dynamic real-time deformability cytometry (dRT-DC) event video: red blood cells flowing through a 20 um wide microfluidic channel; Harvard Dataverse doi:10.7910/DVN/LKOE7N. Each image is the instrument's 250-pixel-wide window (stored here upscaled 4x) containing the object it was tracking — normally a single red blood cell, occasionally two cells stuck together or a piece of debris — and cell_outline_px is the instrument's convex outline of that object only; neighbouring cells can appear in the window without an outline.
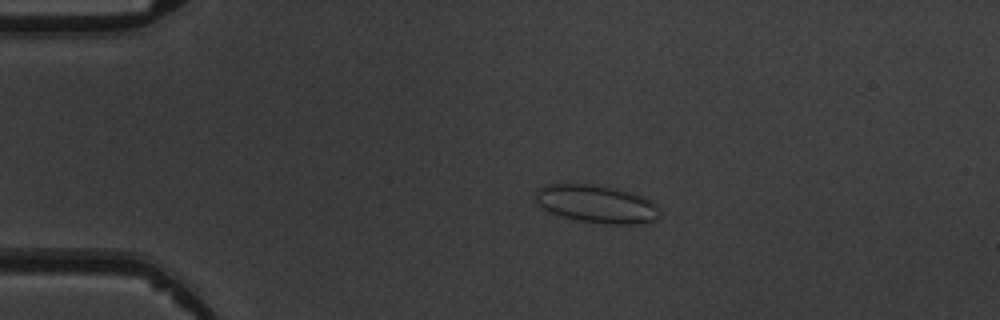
{"species": "common noctule bat (a hibernating species)", "species_latin": "Nyctalus noctula", "temperature_condition": "warm", "stored_images_in_passage": 5, "camera_frame_rate_fps": 3000, "um_per_image_px": 0.085, "animal": {"sex": "male", "body_mass_g": 19.5, "forearm_length_mm": 54.6}, "frame": {"image": 1, "passage_image": 3, "time_ms": 3.0, "image_size_px": [1000, 320], "cell_outline_px": [[656, 220], [640, 224], [604, 224], [576, 220], [560, 216], [544, 208], [536, 200], [536, 188], [544, 184], [596, 184], [616, 188], [632, 192], [648, 200], [656, 208]], "centroid_in_image_um": [50.64, 17.33], "position_along_channel_um": 34.4, "area_um2": 27.17}}
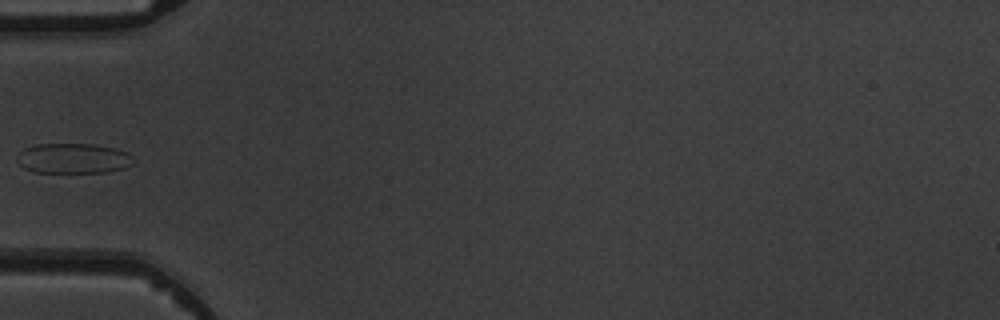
{"frame": {"image": 2, "passage_image": 5, "time_ms": 5.333, "image_size_px": [1000, 320], "cell_outline_px": [[132, 164], [124, 168], [108, 172], [36, 172], [24, 168], [16, 160], [16, 156], [24, 148], [36, 144], [92, 144], [116, 148], [128, 152], [132, 156]], "centroid_in_image_um": [6.22, 13.45], "position_along_channel_um": 78.8, "area_um2": 20.46}}